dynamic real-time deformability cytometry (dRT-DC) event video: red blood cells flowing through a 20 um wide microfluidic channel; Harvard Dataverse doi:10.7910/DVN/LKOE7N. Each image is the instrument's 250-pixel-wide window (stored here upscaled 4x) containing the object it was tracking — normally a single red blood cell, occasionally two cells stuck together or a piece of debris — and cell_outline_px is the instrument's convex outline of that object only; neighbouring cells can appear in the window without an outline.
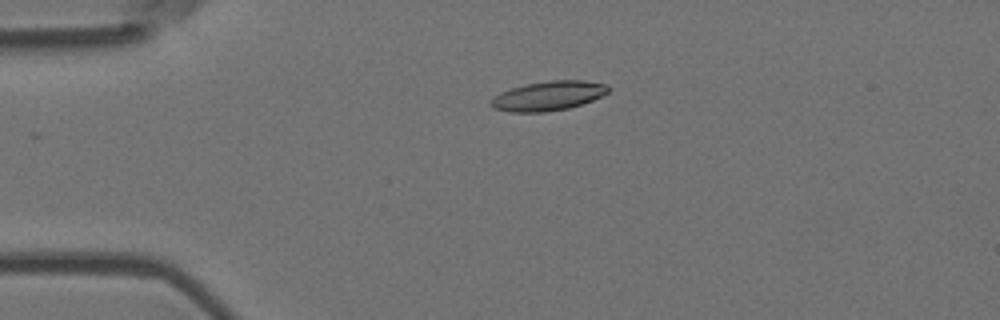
{"species": "Egyptian fruit bat (a non-hibernating species)", "species_latin": "Rousettus aegyptiacus", "temperature_condition": "room temperature", "stored_images_in_passage": 5, "camera_frame_rate_fps": 3000, "um_per_image_px": 0.085, "animal": {"sex": "female"}, "frame": {"image": 1, "passage_image": 4, "time_ms": 1.0, "image_size_px": [1000, 320], "cell_outline_px": [[608, 92], [592, 100], [568, 108], [544, 112], [512, 112], [492, 108], [488, 104], [500, 92], [524, 84], [548, 80], [584, 80], [608, 84]], "centroid_in_image_um": [46.58, 8.14], "position_along_channel_um": 38.4, "area_um2": 20.06}}